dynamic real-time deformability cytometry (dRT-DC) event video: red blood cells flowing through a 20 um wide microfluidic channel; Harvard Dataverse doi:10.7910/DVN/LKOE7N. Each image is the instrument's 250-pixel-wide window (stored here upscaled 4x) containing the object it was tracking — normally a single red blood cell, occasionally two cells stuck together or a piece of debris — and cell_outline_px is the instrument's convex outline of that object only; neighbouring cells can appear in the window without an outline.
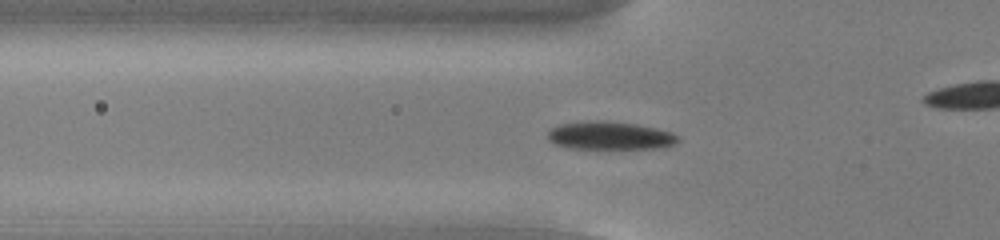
{"species": "common noctule bat (a hibernating species)", "species_latin": "Nyctalus noctula", "temperature_condition": "cold", "stored_images_in_passage": 42, "camera_frame_rate_fps": 3000, "um_per_image_px": 0.085, "animal": {"sex": "male", "body_mass_g": 13.0, "forearm_length_mm": 53.1}, "frame": {"image": 1, "passage_image": 6, "time_ms": 1.667, "image_size_px": [1000, 240], "cell_outline_px": [[680, 140], [676, 144], [664, 148], [572, 148], [556, 144], [548, 140], [548, 132], [552, 128], [560, 124], [588, 120], [604, 120], [636, 124], [656, 128], [672, 132], [680, 136]], "centroid_in_image_um": [51.9, 11.52], "position_along_channel_um": 73.9, "area_um2": 21.44}}
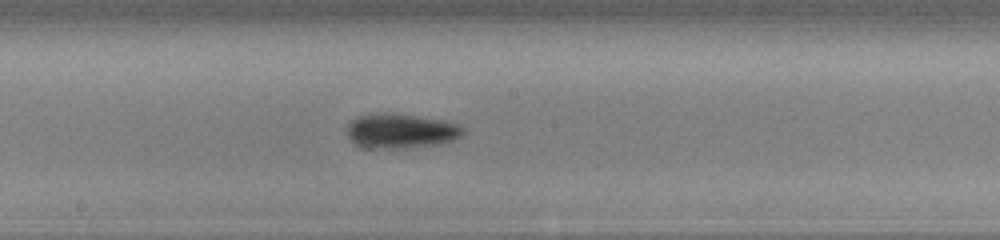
{"frame": {"image": 2, "passage_image": 17, "time_ms": 5.333, "image_size_px": [1000, 240], "cell_outline_px": [[464, 132], [456, 140], [444, 144], [404, 148], [364, 148], [348, 140], [344, 132], [344, 128], [348, 120], [356, 116], [372, 112], [388, 112], [444, 120], [460, 124], [464, 128]], "centroid_in_image_um": [33.99, 11.12], "position_along_channel_um": 214.2, "area_um2": 24.51}}
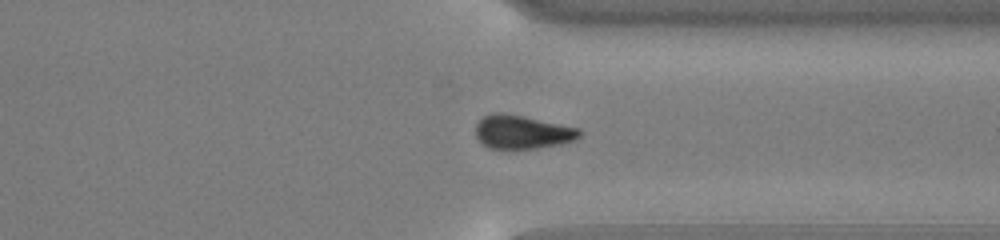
{"frame": {"image": 3, "passage_image": 29, "time_ms": 9.333, "image_size_px": [1000, 240], "cell_outline_px": [[580, 136], [576, 140], [564, 144], [508, 152], [488, 148], [476, 136], [476, 124], [484, 116], [500, 112], [524, 116], [580, 128]], "centroid_in_image_um": [44.4, 11.27], "position_along_channel_um": 367.0, "area_um2": 20.92}, "authors_computed_cell_mechanics": {"area_um2": 21.097, "velocity_mm_per_s": 3.8237, "shape_relaxation_time_tau1_ms": 2.2749, "shape_relaxation_time_tau2_ms": null, "deformation_change_tau1": 0.1015, "deformation_change_tau2": null}}